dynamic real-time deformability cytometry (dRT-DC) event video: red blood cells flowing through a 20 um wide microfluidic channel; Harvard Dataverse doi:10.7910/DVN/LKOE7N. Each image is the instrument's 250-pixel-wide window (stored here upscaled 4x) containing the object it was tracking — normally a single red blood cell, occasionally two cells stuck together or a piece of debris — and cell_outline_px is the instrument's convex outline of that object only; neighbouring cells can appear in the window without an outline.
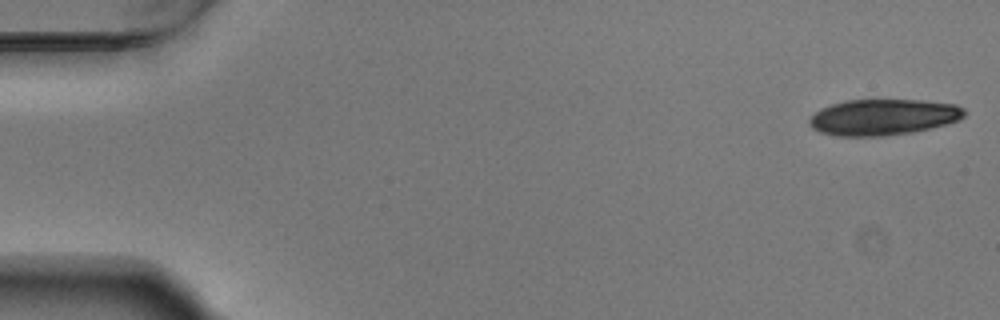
{"species": "Egyptian fruit bat (a non-hibernating species)", "species_latin": "Rousettus aegyptiacus", "temperature_condition": "warm", "stored_images_in_passage": 18, "camera_frame_rate_fps": 3000, "um_per_image_px": 0.085, "animal": {"sex": "male"}, "frame": {"image": 1, "passage_image": 1, "time_ms": 0.0, "image_size_px": [1000, 320], "cell_outline_px": [[968, 112], [964, 116], [956, 120], [944, 124], [912, 132], [884, 136], [836, 136], [820, 132], [812, 128], [808, 124], [808, 120], [820, 108], [832, 104], [848, 100], [924, 100], [956, 104], [964, 108]], "centroid_in_image_um": [75.06, 9.95], "position_along_channel_um": 9.9, "area_um2": 32.54}}